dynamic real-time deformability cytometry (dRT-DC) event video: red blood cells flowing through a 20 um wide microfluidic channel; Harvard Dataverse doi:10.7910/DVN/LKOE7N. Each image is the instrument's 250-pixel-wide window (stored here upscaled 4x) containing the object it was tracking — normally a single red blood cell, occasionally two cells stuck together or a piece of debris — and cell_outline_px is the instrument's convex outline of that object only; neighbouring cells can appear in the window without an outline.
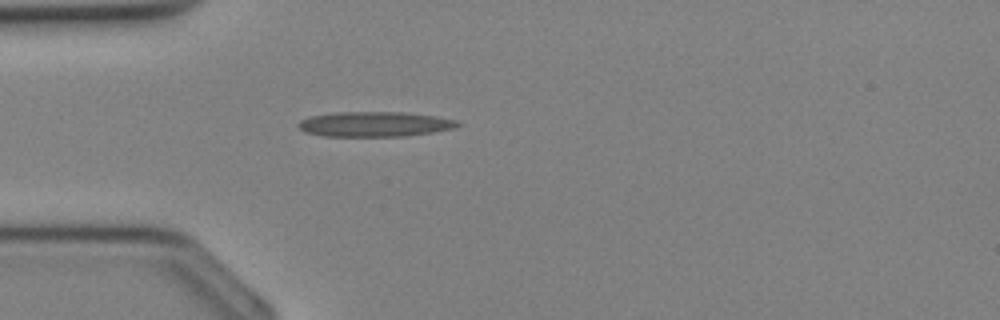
{"species": "Egyptian fruit bat (a non-hibernating species)", "species_latin": "Rousettus aegyptiacus", "temperature_condition": "cold", "stored_images_in_passage": 29, "camera_frame_rate_fps": 3000, "um_per_image_px": 0.085, "animal": {"sex": "female"}, "frame": {"image": 1, "passage_image": 4, "time_ms": 1.0, "image_size_px": [1000, 320], "cell_outline_px": [[464, 124], [456, 128], [432, 132], [404, 136], [324, 136], [304, 132], [296, 124], [300, 120], [308, 116], [336, 112], [408, 112], [436, 116], [460, 120]], "centroid_in_image_um": [31.89, 10.54], "position_along_channel_um": 53.1, "area_um2": 23.58}}
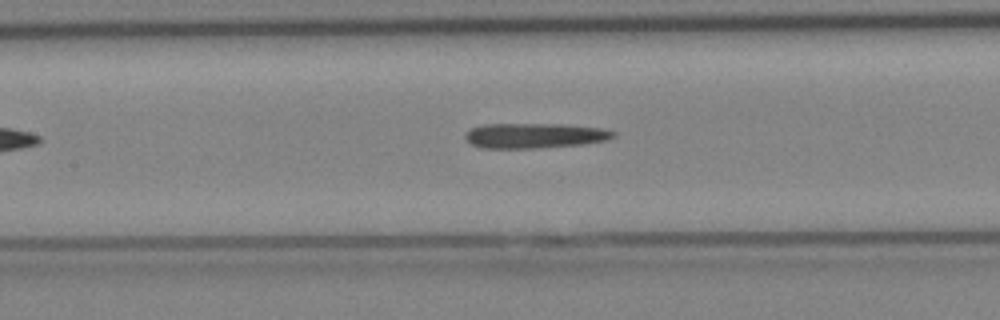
{"frame": {"image": 2, "passage_image": 10, "time_ms": 3.0, "image_size_px": [1000, 320], "cell_outline_px": [[616, 136], [608, 140], [584, 144], [536, 148], [480, 148], [472, 144], [464, 136], [472, 128], [484, 124], [564, 124], [600, 128], [616, 132]], "centroid_in_image_um": [45.48, 11.53], "position_along_channel_um": 161.9, "area_um2": 21.62}}
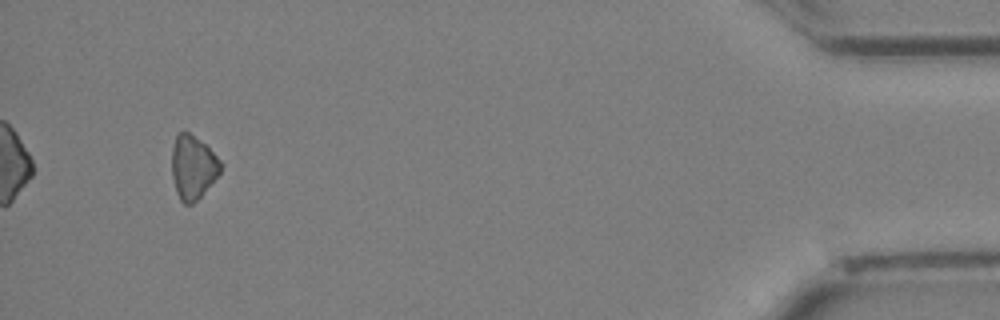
{"frame": {"image": 3, "passage_image": 27, "time_ms": 8.667, "image_size_px": [1000, 320], "cell_outline_px": [[224, 164], [220, 172], [200, 196], [192, 204], [184, 204], [180, 200], [176, 192], [172, 176], [172, 148], [176, 136], [180, 132], [188, 132], [204, 144]], "centroid_in_image_um": [16.38, 14.22], "position_along_channel_um": 418.8, "area_um2": 17.8}}